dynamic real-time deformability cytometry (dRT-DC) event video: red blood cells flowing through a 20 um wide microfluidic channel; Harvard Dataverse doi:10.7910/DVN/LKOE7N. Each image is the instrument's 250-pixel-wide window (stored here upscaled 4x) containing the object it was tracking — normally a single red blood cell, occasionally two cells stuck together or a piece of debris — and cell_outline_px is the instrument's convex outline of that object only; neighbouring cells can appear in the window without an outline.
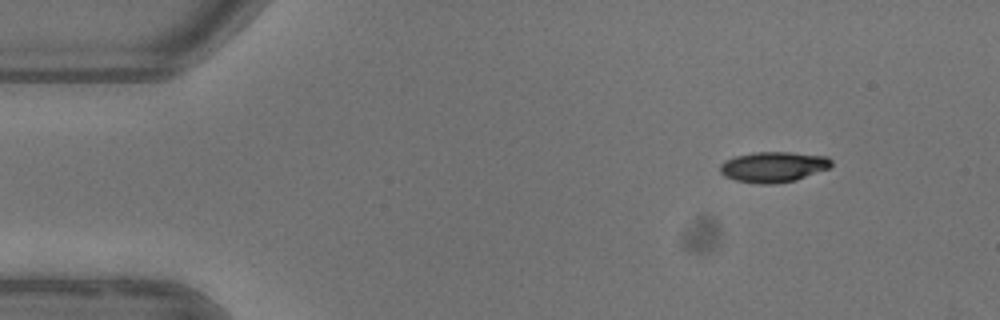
{"species": "common noctule bat (a hibernating species)", "species_latin": "Nyctalus noctula", "temperature_condition": "warm", "stored_images_in_passage": 3, "camera_frame_rate_fps": 3000, "um_per_image_px": 0.085, "animal": {"sex": "female"}, "frame": {"image": 1, "passage_image": 1, "time_ms": 0.0, "image_size_px": [1000, 320], "cell_outline_px": [[832, 164], [828, 168], [796, 180], [772, 184], [760, 184], [736, 180], [724, 176], [720, 172], [720, 164], [724, 160], [736, 156], [752, 152], [792, 152], [828, 156], [832, 160]], "centroid_in_image_um": [65.73, 14.17], "position_along_channel_um": 19.3, "area_um2": 19.83}}